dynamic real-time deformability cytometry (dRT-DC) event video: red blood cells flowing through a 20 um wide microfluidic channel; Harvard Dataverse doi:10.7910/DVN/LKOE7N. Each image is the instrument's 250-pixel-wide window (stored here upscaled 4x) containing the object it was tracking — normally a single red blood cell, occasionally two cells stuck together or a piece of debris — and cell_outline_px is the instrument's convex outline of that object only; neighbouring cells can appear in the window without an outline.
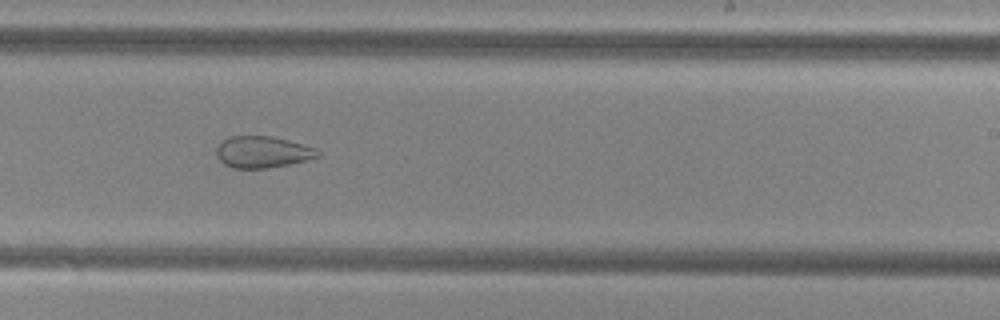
{"species": "common noctule bat (a hibernating species)", "species_latin": "Nyctalus noctula", "temperature_condition": "cold", "stored_images_in_passage": 32, "camera_frame_rate_fps": 3000, "um_per_image_px": 0.085, "animal": {"sex": "female", "body_mass_g": 29.2, "forearm_length_mm": 56.3}, "frame": {"image": 1, "passage_image": 19, "time_ms": 6.0, "image_size_px": [1000, 320], "cell_outline_px": [[320, 156], [288, 164], [268, 168], [232, 168], [224, 164], [216, 156], [216, 148], [220, 140], [228, 136], [272, 136], [288, 140], [316, 148], [320, 152]], "centroid_in_image_um": [22.26, 12.91], "position_along_channel_um": 266.7, "area_um2": 18.73}, "authors_computed_cell_mechanics": {"area_um2": 22.7443, "velocity_mm_per_s": 3.8157, "shape_relaxation_time_tau1_ms": null, "shape_relaxation_time_tau2_ms": 2.3354, "deformation_change_tau1": null, "deformation_change_tau2": 0.0862}}